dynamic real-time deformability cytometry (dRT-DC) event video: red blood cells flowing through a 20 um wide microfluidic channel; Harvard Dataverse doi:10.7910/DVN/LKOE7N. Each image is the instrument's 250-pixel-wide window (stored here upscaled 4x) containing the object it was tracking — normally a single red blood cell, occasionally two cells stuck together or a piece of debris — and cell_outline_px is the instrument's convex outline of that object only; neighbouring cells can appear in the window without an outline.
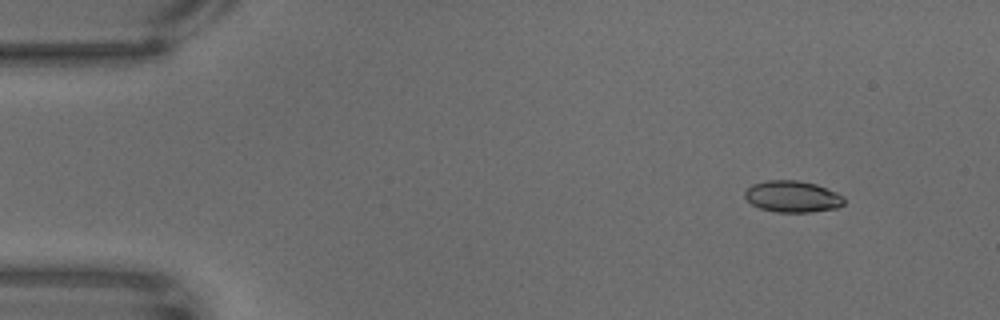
{"species": "common noctule bat (a hibernating species)", "species_latin": "Nyctalus noctula", "temperature_condition": "warm", "stored_images_in_passage": 59, "camera_frame_rate_fps": 3000, "um_per_image_px": 0.085, "animal": {"sex": "male", "body_mass_g": 18.8}, "frame": {"image": 1, "passage_image": 1, "time_ms": 0.0, "image_size_px": [1000, 320], "cell_outline_px": [[844, 204], [840, 208], [812, 212], [776, 212], [760, 208], [752, 204], [744, 196], [744, 192], [752, 184], [768, 180], [796, 180], [816, 184], [836, 192], [844, 196]], "centroid_in_image_um": [67.39, 16.71], "position_along_channel_um": 17.6, "area_um2": 18.32}}
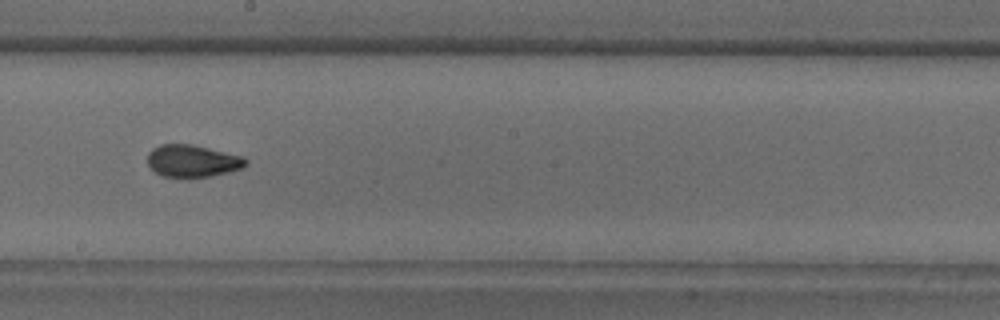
{"frame": {"image": 2, "passage_image": 31, "time_ms": 10.0, "image_size_px": [1000, 320], "cell_outline_px": [[248, 164], [244, 168], [212, 176], [164, 176], [156, 172], [148, 164], [148, 152], [152, 148], [160, 144], [192, 144], [244, 156], [248, 160]], "centroid_in_image_um": [16.41, 13.66], "position_along_channel_um": 231.8, "area_um2": 18.38}}
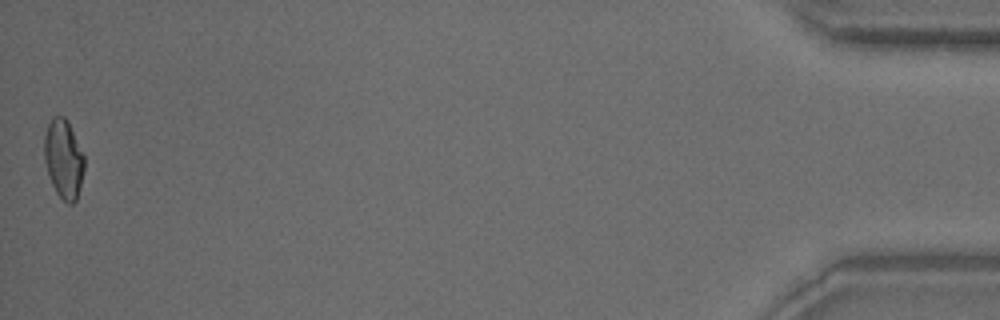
{"frame": {"image": 3, "passage_image": 59, "time_ms": 19.333, "image_size_px": [1000, 320], "cell_outline_px": [[84, 172], [76, 200], [72, 204], [68, 204], [56, 192], [52, 184], [44, 160], [44, 136], [48, 124], [52, 116], [64, 116], [68, 120], [84, 156]], "centroid_in_image_um": [5.4, 13.48], "position_along_channel_um": 429.8, "area_um2": 18.38}}